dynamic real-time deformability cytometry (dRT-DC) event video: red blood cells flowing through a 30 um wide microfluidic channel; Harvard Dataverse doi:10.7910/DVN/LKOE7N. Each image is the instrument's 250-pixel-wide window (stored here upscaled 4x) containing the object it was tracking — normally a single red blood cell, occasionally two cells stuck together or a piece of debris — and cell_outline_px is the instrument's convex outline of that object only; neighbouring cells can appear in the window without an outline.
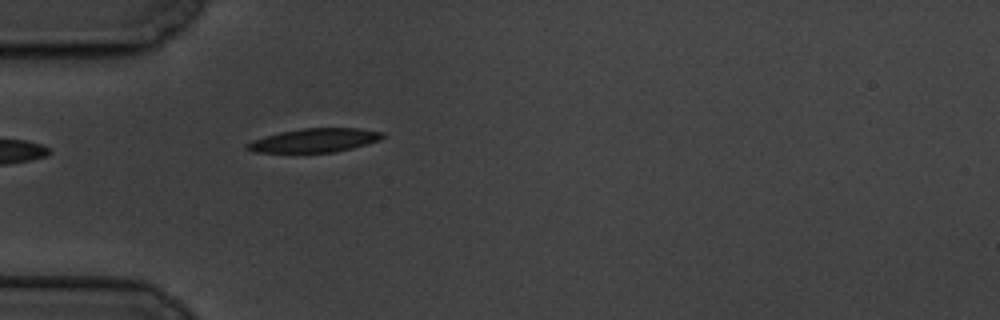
{"species": "common noctule bat (a hibernating species)", "species_latin": "Nyctalus noctula", "temperature_condition": "cold", "stored_images_in_passage": 5, "camera_frame_rate_fps": 3000, "um_per_image_px": 0.085, "animal": {"sex": "male", "body_mass_g": 19.5, "forearm_length_mm": 54.6}, "frame": {"image": 1, "passage_image": 5, "time_ms": 5.333, "image_size_px": [1000, 320], "cell_outline_px": [[384, 136], [380, 140], [352, 148], [332, 152], [252, 152], [244, 148], [244, 144], [252, 140], [280, 132], [300, 128], [360, 128], [384, 132]], "centroid_in_image_um": [26.71, 11.92], "position_along_channel_um": 58.3, "area_um2": 18.79}}